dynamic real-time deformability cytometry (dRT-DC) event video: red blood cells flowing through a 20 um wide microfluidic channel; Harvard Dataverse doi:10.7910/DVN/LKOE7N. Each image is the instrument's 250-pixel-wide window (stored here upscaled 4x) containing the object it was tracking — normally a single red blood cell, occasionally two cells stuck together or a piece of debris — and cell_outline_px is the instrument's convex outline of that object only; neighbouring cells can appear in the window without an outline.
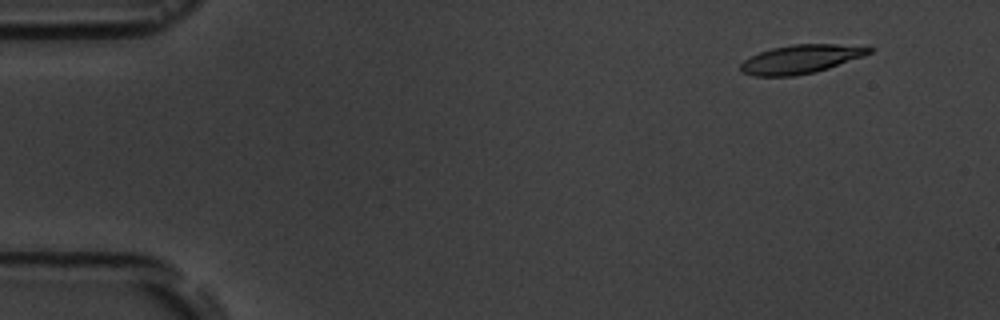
{"species": "common noctule bat (a hibernating species)", "species_latin": "Nyctalus noctula", "temperature_condition": "room temperature", "stored_images_in_passage": 6, "camera_frame_rate_fps": 3000, "um_per_image_px": 0.085, "animal": {"sex": "male", "body_mass_g": 19.5, "forearm_length_mm": 54.6}, "frame": {"image": 1, "passage_image": 2, "time_ms": 1.333, "image_size_px": [1000, 320], "cell_outline_px": [[872, 52], [864, 56], [816, 72], [796, 76], [756, 76], [744, 72], [740, 68], [740, 64], [744, 60], [760, 52], [772, 48], [792, 44], [868, 44], [872, 48]], "centroid_in_image_um": [68.17, 5.0], "position_along_channel_um": 16.8, "area_um2": 21.68}}
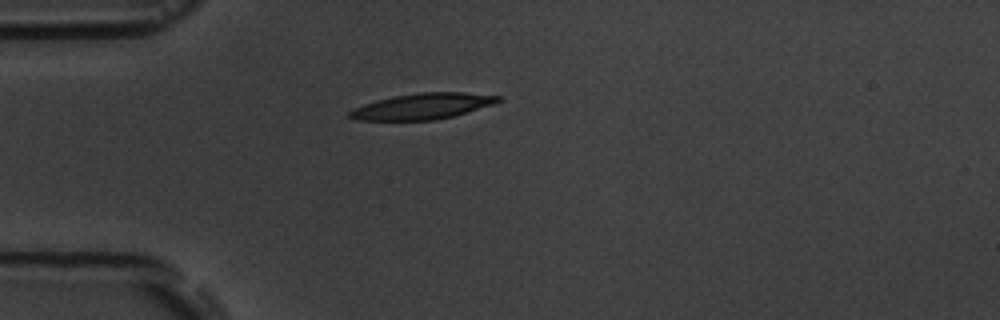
{"frame": {"image": 2, "passage_image": 5, "time_ms": 4.667, "image_size_px": [1000, 320], "cell_outline_px": [[504, 100], [492, 104], [452, 116], [436, 120], [356, 120], [348, 116], [348, 112], [352, 108], [376, 100], [396, 96], [420, 92], [464, 92], [504, 96]], "centroid_in_image_um": [35.92, 9.02], "position_along_channel_um": 49.1, "area_um2": 22.37}}